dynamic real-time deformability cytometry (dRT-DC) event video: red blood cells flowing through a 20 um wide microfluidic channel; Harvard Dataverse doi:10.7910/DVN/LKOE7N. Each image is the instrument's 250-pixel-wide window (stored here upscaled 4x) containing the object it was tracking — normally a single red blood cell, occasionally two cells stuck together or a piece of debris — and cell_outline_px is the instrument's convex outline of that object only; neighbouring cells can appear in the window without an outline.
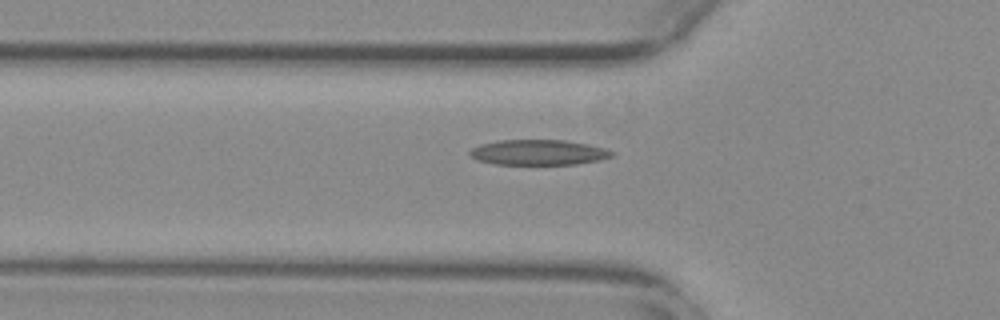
{"species": "common noctule bat (a hibernating species)", "species_latin": "Nyctalus noctula", "temperature_condition": "warm", "stored_images_in_passage": 41, "camera_frame_rate_fps": 3000, "um_per_image_px": 0.085, "animal": {"sex": "female", "body_mass_g": 29.2, "forearm_length_mm": 56.3}, "frame": {"image": 1, "passage_image": 12, "time_ms": 3.667, "image_size_px": [1000, 320], "cell_outline_px": [[616, 156], [600, 160], [576, 164], [492, 164], [476, 160], [468, 152], [472, 148], [480, 144], [500, 140], [564, 140], [588, 144], [604, 148], [616, 152]], "centroid_in_image_um": [45.8, 12.95], "position_along_channel_um": 80.0, "area_um2": 21.1}}
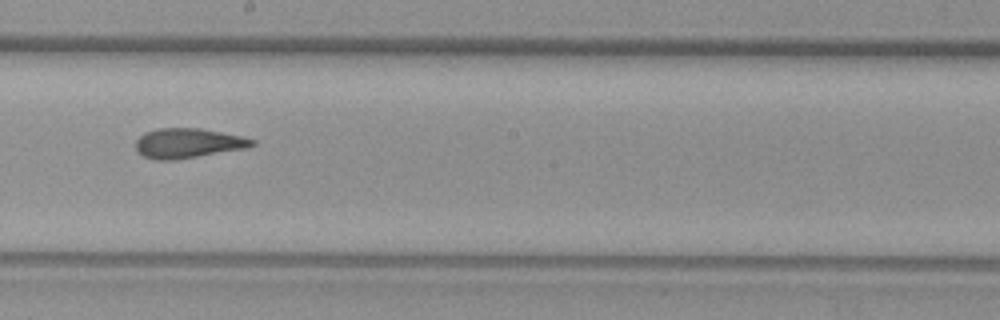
{"frame": {"image": 2, "passage_image": 24, "time_ms": 7.667, "image_size_px": [1000, 320], "cell_outline_px": [[256, 144], [248, 148], [176, 160], [152, 160], [136, 152], [136, 140], [144, 132], [156, 128], [200, 128], [244, 136], [256, 140]], "centroid_in_image_um": [15.99, 12.17], "position_along_channel_um": 232.2, "area_um2": 20.58}}
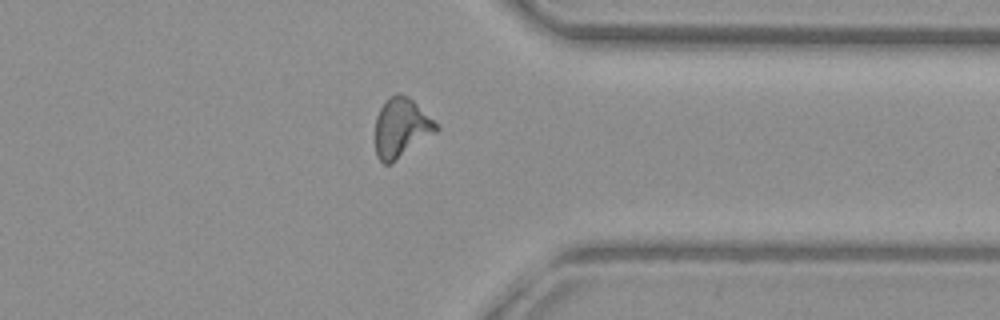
{"frame": {"image": 3, "passage_image": 36, "time_ms": 11.667, "image_size_px": [1000, 320], "cell_outline_px": [[440, 128], [436, 132], [392, 164], [384, 164], [376, 156], [376, 116], [380, 108], [396, 92], [400, 92], [408, 96]], "centroid_in_image_um": [34.08, 10.89], "position_along_channel_um": 377.3, "area_um2": 20.75}}